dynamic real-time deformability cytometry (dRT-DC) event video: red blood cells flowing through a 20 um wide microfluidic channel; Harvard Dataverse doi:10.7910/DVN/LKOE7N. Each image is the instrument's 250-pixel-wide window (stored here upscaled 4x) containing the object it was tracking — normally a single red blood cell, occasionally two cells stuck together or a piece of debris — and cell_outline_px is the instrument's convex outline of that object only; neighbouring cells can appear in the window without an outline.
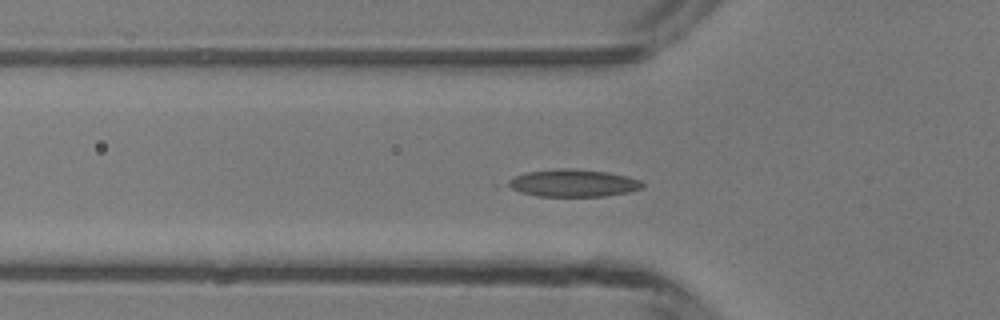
{"species": "common noctule bat (a hibernating species)", "species_latin": "Nyctalus noctula", "temperature_condition": "room temperature", "stored_images_in_passage": 35, "segment_of_instrument_passage": [1, 2], "camera_frame_rate_fps": 3000, "um_per_image_px": 0.085, "animal": {"sex": "male", "body_mass_g": 13.3}, "frame": {"image": 1, "passage_image": 2, "time_ms": 0.333, "image_size_px": [1000, 320], "cell_outline_px": [[644, 188], [628, 192], [604, 196], [536, 196], [512, 188], [504, 184], [508, 180], [516, 176], [528, 172], [560, 168], [568, 168], [604, 172], [628, 176], [640, 180], [644, 184]], "centroid_in_image_um": [48.75, 15.56], "position_along_channel_um": 77.1, "area_um2": 21.21}}
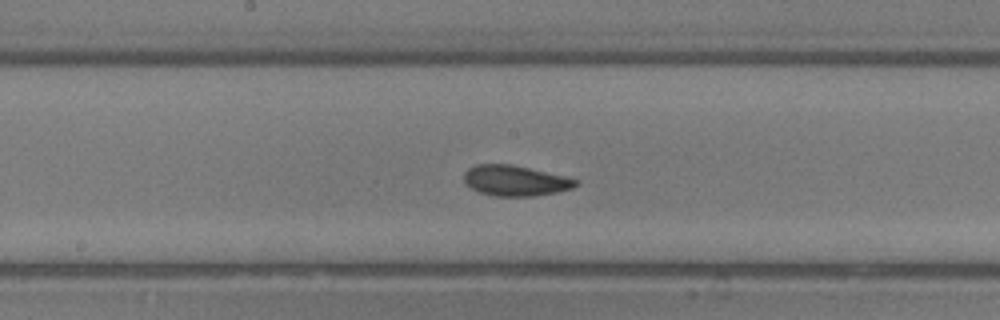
{"frame": {"image": 2, "passage_image": 11, "time_ms": 3.333, "image_size_px": [1000, 320], "cell_outline_px": [[580, 184], [572, 188], [556, 192], [532, 196], [492, 196], [480, 192], [472, 188], [464, 180], [464, 172], [468, 168], [476, 164], [512, 164], [564, 176], [580, 180]], "centroid_in_image_um": [43.81, 15.35], "position_along_channel_um": 204.4, "area_um2": 19.83}}
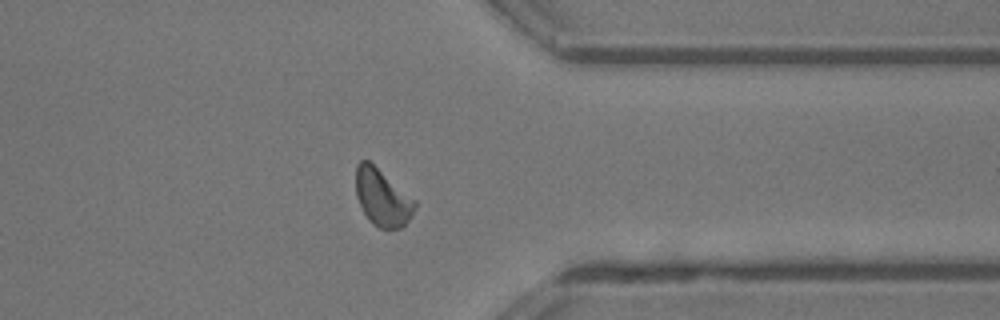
{"frame": {"image": 3, "passage_image": 24, "time_ms": 7.667, "image_size_px": [1000, 320], "cell_outline_px": [[416, 208], [412, 216], [400, 228], [380, 228], [372, 224], [368, 220], [356, 196], [356, 164], [360, 160], [368, 160], [416, 200]], "centroid_in_image_um": [32.5, 16.79], "position_along_channel_um": 378.9, "area_um2": 19.48}}